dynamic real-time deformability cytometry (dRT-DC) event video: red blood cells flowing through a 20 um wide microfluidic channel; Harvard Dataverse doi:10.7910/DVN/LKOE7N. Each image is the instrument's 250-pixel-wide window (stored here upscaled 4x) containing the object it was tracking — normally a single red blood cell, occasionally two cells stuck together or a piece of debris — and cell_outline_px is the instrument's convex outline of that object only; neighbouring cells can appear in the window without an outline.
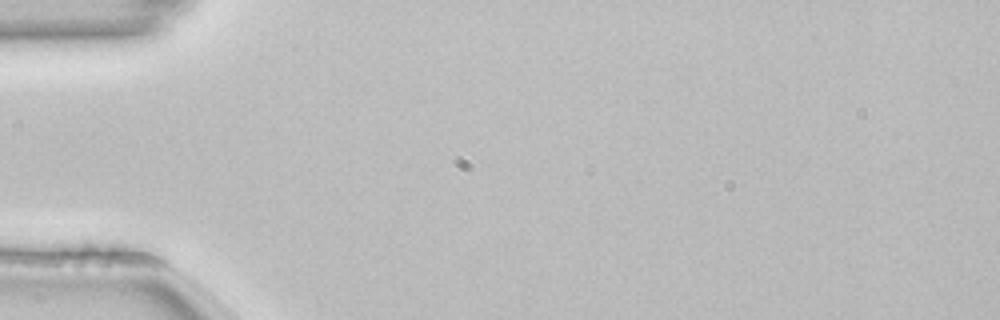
{"species": "common noctule bat (a hibernating species)", "species_latin": "Nyctalus noctula", "temperature_condition": "room temperature", "stored_images_in_passage": 1, "camera_frame_rate_fps": 3000, "um_per_image_px": 0.085, "animal": {"sex": "female", "body_mass_g": 22.7, "forearm_length_mm": 54.2}, "frame": {"image": 1, "passage_image": 1, "time_ms": 0.0, "image_size_px": [1000, 320], "cell_outline_px": [[156, 260], [148, 264], [44, 264], [32, 256], [88, 244], [144, 256]], "centroid_in_image_um": [7.8, 21.81], "position_along_channel_um": 77.2, "area_um2": 11.39}}